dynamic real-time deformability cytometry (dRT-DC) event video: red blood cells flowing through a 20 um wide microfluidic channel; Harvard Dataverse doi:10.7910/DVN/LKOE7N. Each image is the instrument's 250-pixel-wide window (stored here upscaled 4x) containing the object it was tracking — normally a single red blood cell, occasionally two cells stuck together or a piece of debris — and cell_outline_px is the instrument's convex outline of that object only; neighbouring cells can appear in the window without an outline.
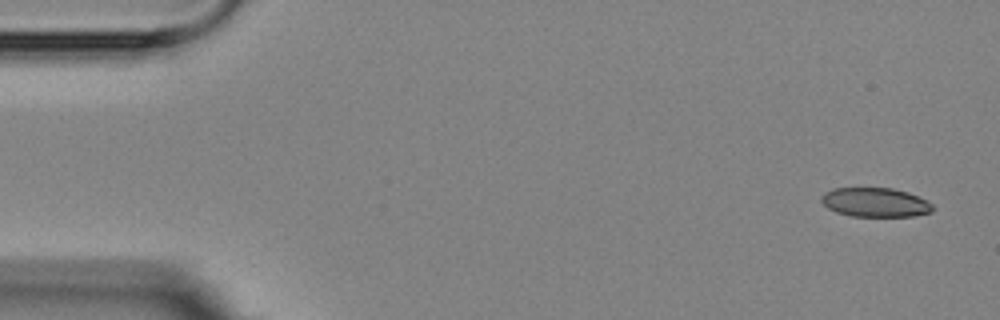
{"species": "Egyptian fruit bat (a non-hibernating species)", "species_latin": "Rousettus aegyptiacus", "temperature_condition": "room temperature", "stored_images_in_passage": 6, "camera_frame_rate_fps": 3000, "um_per_image_px": 0.085, "animal": {"sex": "female"}, "frame": {"image": 1, "passage_image": 1, "time_ms": 0.0, "image_size_px": [1000, 320], "cell_outline_px": [[936, 208], [932, 212], [912, 216], [852, 216], [836, 212], [828, 208], [820, 200], [820, 196], [824, 192], [832, 188], [892, 188], [908, 192], [932, 204]], "centroid_in_image_um": [74.37, 17.2], "position_along_channel_um": 10.6, "area_um2": 18.96}}
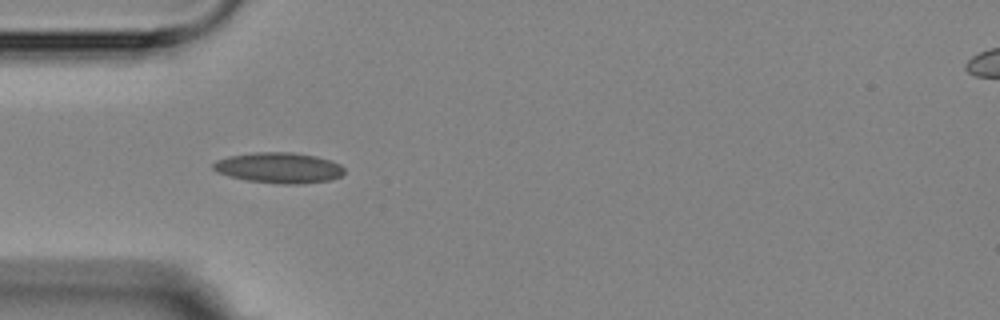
{"frame": {"image": 2, "passage_image": 5, "time_ms": 4.667, "image_size_px": [1000, 320], "cell_outline_px": [[344, 172], [340, 176], [332, 180], [300, 184], [276, 184], [244, 180], [228, 176], [216, 172], [212, 168], [212, 164], [216, 160], [228, 156], [256, 152], [292, 152], [316, 156], [332, 160], [340, 164], [344, 168]], "centroid_in_image_um": [23.7, 14.27], "position_along_channel_um": 61.3, "area_um2": 23.76}}
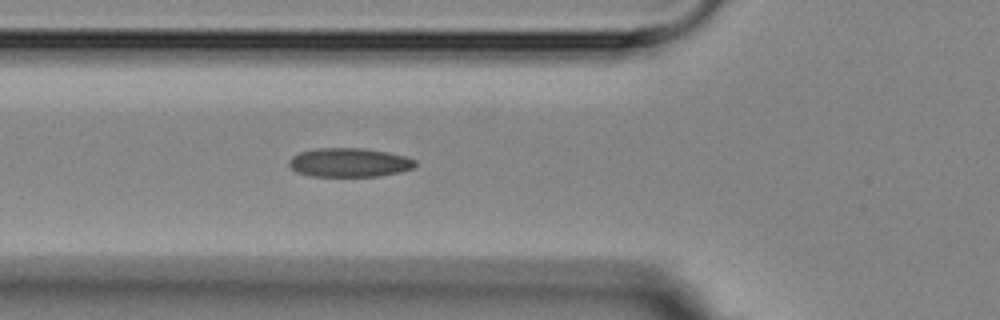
{"frame": {"image": 3, "passage_image": 6, "time_ms": 5.667, "image_size_px": [1000, 320], "cell_outline_px": [[416, 164], [412, 168], [400, 172], [380, 176], [312, 176], [296, 172], [288, 164], [288, 160], [292, 156], [300, 152], [316, 148], [364, 148], [388, 152], [404, 156], [416, 160]], "centroid_in_image_um": [29.67, 13.81], "position_along_channel_um": 96.1, "area_um2": 21.33}}